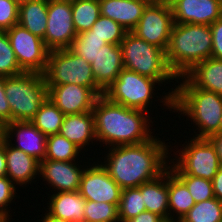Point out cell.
<instances>
[{
    "mask_svg": "<svg viewBox=\"0 0 222 222\" xmlns=\"http://www.w3.org/2000/svg\"><path fill=\"white\" fill-rule=\"evenodd\" d=\"M3 139H4V129L3 126L0 125V145L2 144Z\"/></svg>",
    "mask_w": 222,
    "mask_h": 222,
    "instance_id": "obj_47",
    "label": "cell"
},
{
    "mask_svg": "<svg viewBox=\"0 0 222 222\" xmlns=\"http://www.w3.org/2000/svg\"><path fill=\"white\" fill-rule=\"evenodd\" d=\"M48 97L64 115L92 111L99 97L91 88L77 84L47 85Z\"/></svg>",
    "mask_w": 222,
    "mask_h": 222,
    "instance_id": "obj_14",
    "label": "cell"
},
{
    "mask_svg": "<svg viewBox=\"0 0 222 222\" xmlns=\"http://www.w3.org/2000/svg\"><path fill=\"white\" fill-rule=\"evenodd\" d=\"M188 188L195 203L215 198L212 181L190 175H176Z\"/></svg>",
    "mask_w": 222,
    "mask_h": 222,
    "instance_id": "obj_36",
    "label": "cell"
},
{
    "mask_svg": "<svg viewBox=\"0 0 222 222\" xmlns=\"http://www.w3.org/2000/svg\"><path fill=\"white\" fill-rule=\"evenodd\" d=\"M59 134L86 150L90 141L96 142L94 115L92 111L65 115ZM94 141V142H93Z\"/></svg>",
    "mask_w": 222,
    "mask_h": 222,
    "instance_id": "obj_21",
    "label": "cell"
},
{
    "mask_svg": "<svg viewBox=\"0 0 222 222\" xmlns=\"http://www.w3.org/2000/svg\"><path fill=\"white\" fill-rule=\"evenodd\" d=\"M212 56V33L210 25L174 23L166 61L177 77L188 73L195 65Z\"/></svg>",
    "mask_w": 222,
    "mask_h": 222,
    "instance_id": "obj_4",
    "label": "cell"
},
{
    "mask_svg": "<svg viewBox=\"0 0 222 222\" xmlns=\"http://www.w3.org/2000/svg\"><path fill=\"white\" fill-rule=\"evenodd\" d=\"M146 211L141 191L138 188L122 189L120 203L118 206V217L120 222H125L141 212Z\"/></svg>",
    "mask_w": 222,
    "mask_h": 222,
    "instance_id": "obj_31",
    "label": "cell"
},
{
    "mask_svg": "<svg viewBox=\"0 0 222 222\" xmlns=\"http://www.w3.org/2000/svg\"><path fill=\"white\" fill-rule=\"evenodd\" d=\"M5 94L11 109V122L31 121L48 97L45 77L23 72L5 78Z\"/></svg>",
    "mask_w": 222,
    "mask_h": 222,
    "instance_id": "obj_6",
    "label": "cell"
},
{
    "mask_svg": "<svg viewBox=\"0 0 222 222\" xmlns=\"http://www.w3.org/2000/svg\"><path fill=\"white\" fill-rule=\"evenodd\" d=\"M5 78L0 75V125L11 122V109L5 94Z\"/></svg>",
    "mask_w": 222,
    "mask_h": 222,
    "instance_id": "obj_40",
    "label": "cell"
},
{
    "mask_svg": "<svg viewBox=\"0 0 222 222\" xmlns=\"http://www.w3.org/2000/svg\"><path fill=\"white\" fill-rule=\"evenodd\" d=\"M19 5L12 0H0V31L18 24Z\"/></svg>",
    "mask_w": 222,
    "mask_h": 222,
    "instance_id": "obj_37",
    "label": "cell"
},
{
    "mask_svg": "<svg viewBox=\"0 0 222 222\" xmlns=\"http://www.w3.org/2000/svg\"><path fill=\"white\" fill-rule=\"evenodd\" d=\"M149 3L146 0H99L100 15L114 20L131 32Z\"/></svg>",
    "mask_w": 222,
    "mask_h": 222,
    "instance_id": "obj_19",
    "label": "cell"
},
{
    "mask_svg": "<svg viewBox=\"0 0 222 222\" xmlns=\"http://www.w3.org/2000/svg\"><path fill=\"white\" fill-rule=\"evenodd\" d=\"M92 112L96 140L107 146L104 149L139 144L154 137L151 132L154 129H150V122L153 125V121L150 120L149 112L114 103L104 95L97 98Z\"/></svg>",
    "mask_w": 222,
    "mask_h": 222,
    "instance_id": "obj_2",
    "label": "cell"
},
{
    "mask_svg": "<svg viewBox=\"0 0 222 222\" xmlns=\"http://www.w3.org/2000/svg\"><path fill=\"white\" fill-rule=\"evenodd\" d=\"M82 150L60 134H52L46 139V155L44 160L75 161ZM80 153V154H79Z\"/></svg>",
    "mask_w": 222,
    "mask_h": 222,
    "instance_id": "obj_29",
    "label": "cell"
},
{
    "mask_svg": "<svg viewBox=\"0 0 222 222\" xmlns=\"http://www.w3.org/2000/svg\"><path fill=\"white\" fill-rule=\"evenodd\" d=\"M180 222H222V202L211 198L195 203Z\"/></svg>",
    "mask_w": 222,
    "mask_h": 222,
    "instance_id": "obj_30",
    "label": "cell"
},
{
    "mask_svg": "<svg viewBox=\"0 0 222 222\" xmlns=\"http://www.w3.org/2000/svg\"><path fill=\"white\" fill-rule=\"evenodd\" d=\"M65 115L47 97L36 112L31 123L46 136L59 134Z\"/></svg>",
    "mask_w": 222,
    "mask_h": 222,
    "instance_id": "obj_27",
    "label": "cell"
},
{
    "mask_svg": "<svg viewBox=\"0 0 222 222\" xmlns=\"http://www.w3.org/2000/svg\"><path fill=\"white\" fill-rule=\"evenodd\" d=\"M84 222H120L118 207L111 203L86 200Z\"/></svg>",
    "mask_w": 222,
    "mask_h": 222,
    "instance_id": "obj_34",
    "label": "cell"
},
{
    "mask_svg": "<svg viewBox=\"0 0 222 222\" xmlns=\"http://www.w3.org/2000/svg\"><path fill=\"white\" fill-rule=\"evenodd\" d=\"M212 184L215 198L222 202V166L213 177Z\"/></svg>",
    "mask_w": 222,
    "mask_h": 222,
    "instance_id": "obj_42",
    "label": "cell"
},
{
    "mask_svg": "<svg viewBox=\"0 0 222 222\" xmlns=\"http://www.w3.org/2000/svg\"><path fill=\"white\" fill-rule=\"evenodd\" d=\"M48 0H30L19 5L18 24L44 39L48 20Z\"/></svg>",
    "mask_w": 222,
    "mask_h": 222,
    "instance_id": "obj_25",
    "label": "cell"
},
{
    "mask_svg": "<svg viewBox=\"0 0 222 222\" xmlns=\"http://www.w3.org/2000/svg\"><path fill=\"white\" fill-rule=\"evenodd\" d=\"M157 84L161 86L157 80L123 69L105 90L104 96L114 103L148 112L149 105L153 104L152 98L156 95Z\"/></svg>",
    "mask_w": 222,
    "mask_h": 222,
    "instance_id": "obj_9",
    "label": "cell"
},
{
    "mask_svg": "<svg viewBox=\"0 0 222 222\" xmlns=\"http://www.w3.org/2000/svg\"><path fill=\"white\" fill-rule=\"evenodd\" d=\"M120 47L124 69L157 80L160 85L164 82V86L168 81H177V77L168 67L166 52L163 49L138 38L132 32L125 34Z\"/></svg>",
    "mask_w": 222,
    "mask_h": 222,
    "instance_id": "obj_5",
    "label": "cell"
},
{
    "mask_svg": "<svg viewBox=\"0 0 222 222\" xmlns=\"http://www.w3.org/2000/svg\"><path fill=\"white\" fill-rule=\"evenodd\" d=\"M42 218H43L41 220L42 222H71V221H68V220L56 218V217L50 215L47 211L45 212V214Z\"/></svg>",
    "mask_w": 222,
    "mask_h": 222,
    "instance_id": "obj_45",
    "label": "cell"
},
{
    "mask_svg": "<svg viewBox=\"0 0 222 222\" xmlns=\"http://www.w3.org/2000/svg\"><path fill=\"white\" fill-rule=\"evenodd\" d=\"M79 193L85 200L111 203L118 207L122 188L111 178L98 158L97 162L95 161L92 166L88 164L83 171Z\"/></svg>",
    "mask_w": 222,
    "mask_h": 222,
    "instance_id": "obj_13",
    "label": "cell"
},
{
    "mask_svg": "<svg viewBox=\"0 0 222 222\" xmlns=\"http://www.w3.org/2000/svg\"><path fill=\"white\" fill-rule=\"evenodd\" d=\"M167 187L169 219L181 221L195 205V202L186 185L170 170V168L167 169Z\"/></svg>",
    "mask_w": 222,
    "mask_h": 222,
    "instance_id": "obj_26",
    "label": "cell"
},
{
    "mask_svg": "<svg viewBox=\"0 0 222 222\" xmlns=\"http://www.w3.org/2000/svg\"><path fill=\"white\" fill-rule=\"evenodd\" d=\"M44 43L49 50L70 48L77 32L73 25L71 0H48Z\"/></svg>",
    "mask_w": 222,
    "mask_h": 222,
    "instance_id": "obj_12",
    "label": "cell"
},
{
    "mask_svg": "<svg viewBox=\"0 0 222 222\" xmlns=\"http://www.w3.org/2000/svg\"><path fill=\"white\" fill-rule=\"evenodd\" d=\"M3 129L4 139L13 147L22 150L39 162L45 159L47 136L39 131L31 121L9 122L3 126Z\"/></svg>",
    "mask_w": 222,
    "mask_h": 222,
    "instance_id": "obj_16",
    "label": "cell"
},
{
    "mask_svg": "<svg viewBox=\"0 0 222 222\" xmlns=\"http://www.w3.org/2000/svg\"><path fill=\"white\" fill-rule=\"evenodd\" d=\"M220 132L222 133V118H221V122H220Z\"/></svg>",
    "mask_w": 222,
    "mask_h": 222,
    "instance_id": "obj_51",
    "label": "cell"
},
{
    "mask_svg": "<svg viewBox=\"0 0 222 222\" xmlns=\"http://www.w3.org/2000/svg\"><path fill=\"white\" fill-rule=\"evenodd\" d=\"M0 222H10V218L0 212Z\"/></svg>",
    "mask_w": 222,
    "mask_h": 222,
    "instance_id": "obj_46",
    "label": "cell"
},
{
    "mask_svg": "<svg viewBox=\"0 0 222 222\" xmlns=\"http://www.w3.org/2000/svg\"><path fill=\"white\" fill-rule=\"evenodd\" d=\"M16 189V185L7 176L0 177V212L10 219H12V215H9L10 209H8L7 206L14 202V198L19 197L16 195V191H18V189Z\"/></svg>",
    "mask_w": 222,
    "mask_h": 222,
    "instance_id": "obj_38",
    "label": "cell"
},
{
    "mask_svg": "<svg viewBox=\"0 0 222 222\" xmlns=\"http://www.w3.org/2000/svg\"><path fill=\"white\" fill-rule=\"evenodd\" d=\"M157 137L139 144L109 147L101 165L122 189L137 188L169 168L170 146Z\"/></svg>",
    "mask_w": 222,
    "mask_h": 222,
    "instance_id": "obj_1",
    "label": "cell"
},
{
    "mask_svg": "<svg viewBox=\"0 0 222 222\" xmlns=\"http://www.w3.org/2000/svg\"><path fill=\"white\" fill-rule=\"evenodd\" d=\"M71 8L77 34L90 30L100 16L99 0H71Z\"/></svg>",
    "mask_w": 222,
    "mask_h": 222,
    "instance_id": "obj_28",
    "label": "cell"
},
{
    "mask_svg": "<svg viewBox=\"0 0 222 222\" xmlns=\"http://www.w3.org/2000/svg\"><path fill=\"white\" fill-rule=\"evenodd\" d=\"M142 194L146 211L156 213L169 219V198L167 187V170L159 177L137 187Z\"/></svg>",
    "mask_w": 222,
    "mask_h": 222,
    "instance_id": "obj_24",
    "label": "cell"
},
{
    "mask_svg": "<svg viewBox=\"0 0 222 222\" xmlns=\"http://www.w3.org/2000/svg\"><path fill=\"white\" fill-rule=\"evenodd\" d=\"M6 33L21 70L43 75L50 51L43 39L19 24L12 26Z\"/></svg>",
    "mask_w": 222,
    "mask_h": 222,
    "instance_id": "obj_10",
    "label": "cell"
},
{
    "mask_svg": "<svg viewBox=\"0 0 222 222\" xmlns=\"http://www.w3.org/2000/svg\"><path fill=\"white\" fill-rule=\"evenodd\" d=\"M171 8L177 24L211 25L222 17V0H176Z\"/></svg>",
    "mask_w": 222,
    "mask_h": 222,
    "instance_id": "obj_17",
    "label": "cell"
},
{
    "mask_svg": "<svg viewBox=\"0 0 222 222\" xmlns=\"http://www.w3.org/2000/svg\"><path fill=\"white\" fill-rule=\"evenodd\" d=\"M77 162L79 164L77 160L70 162L43 160L39 162V177L54 189L52 193L79 191L81 176L86 166L78 165Z\"/></svg>",
    "mask_w": 222,
    "mask_h": 222,
    "instance_id": "obj_15",
    "label": "cell"
},
{
    "mask_svg": "<svg viewBox=\"0 0 222 222\" xmlns=\"http://www.w3.org/2000/svg\"><path fill=\"white\" fill-rule=\"evenodd\" d=\"M212 33V56L222 59V17L210 25Z\"/></svg>",
    "mask_w": 222,
    "mask_h": 222,
    "instance_id": "obj_39",
    "label": "cell"
},
{
    "mask_svg": "<svg viewBox=\"0 0 222 222\" xmlns=\"http://www.w3.org/2000/svg\"><path fill=\"white\" fill-rule=\"evenodd\" d=\"M14 2H16L18 5L22 4V3H25L27 1H30V0H12Z\"/></svg>",
    "mask_w": 222,
    "mask_h": 222,
    "instance_id": "obj_48",
    "label": "cell"
},
{
    "mask_svg": "<svg viewBox=\"0 0 222 222\" xmlns=\"http://www.w3.org/2000/svg\"><path fill=\"white\" fill-rule=\"evenodd\" d=\"M23 73L14 50L11 48L6 31H0V75L15 76Z\"/></svg>",
    "mask_w": 222,
    "mask_h": 222,
    "instance_id": "obj_35",
    "label": "cell"
},
{
    "mask_svg": "<svg viewBox=\"0 0 222 222\" xmlns=\"http://www.w3.org/2000/svg\"><path fill=\"white\" fill-rule=\"evenodd\" d=\"M163 222H179V221L173 219H164Z\"/></svg>",
    "mask_w": 222,
    "mask_h": 222,
    "instance_id": "obj_50",
    "label": "cell"
},
{
    "mask_svg": "<svg viewBox=\"0 0 222 222\" xmlns=\"http://www.w3.org/2000/svg\"><path fill=\"white\" fill-rule=\"evenodd\" d=\"M107 42L98 36L91 35V30L78 33L70 49L84 58L88 63L93 62L101 47Z\"/></svg>",
    "mask_w": 222,
    "mask_h": 222,
    "instance_id": "obj_32",
    "label": "cell"
},
{
    "mask_svg": "<svg viewBox=\"0 0 222 222\" xmlns=\"http://www.w3.org/2000/svg\"><path fill=\"white\" fill-rule=\"evenodd\" d=\"M189 138L188 143L186 140V144L171 154L175 157L172 159L170 156V170L175 175H190L212 181L221 167L215 147L207 138Z\"/></svg>",
    "mask_w": 222,
    "mask_h": 222,
    "instance_id": "obj_8",
    "label": "cell"
},
{
    "mask_svg": "<svg viewBox=\"0 0 222 222\" xmlns=\"http://www.w3.org/2000/svg\"><path fill=\"white\" fill-rule=\"evenodd\" d=\"M176 82L179 84L175 85V89L172 87L171 91L161 96L160 103H163L164 108L166 106V109H171L169 111L186 116L195 125L194 138H208L219 133L222 96L193 86L184 76L177 78Z\"/></svg>",
    "mask_w": 222,
    "mask_h": 222,
    "instance_id": "obj_3",
    "label": "cell"
},
{
    "mask_svg": "<svg viewBox=\"0 0 222 222\" xmlns=\"http://www.w3.org/2000/svg\"><path fill=\"white\" fill-rule=\"evenodd\" d=\"M163 220L164 218L156 213L143 211L138 216H135L125 222H163Z\"/></svg>",
    "mask_w": 222,
    "mask_h": 222,
    "instance_id": "obj_41",
    "label": "cell"
},
{
    "mask_svg": "<svg viewBox=\"0 0 222 222\" xmlns=\"http://www.w3.org/2000/svg\"><path fill=\"white\" fill-rule=\"evenodd\" d=\"M48 197V210L45 211L50 215L71 222H84L86 200L79 191L55 192L52 195L48 194Z\"/></svg>",
    "mask_w": 222,
    "mask_h": 222,
    "instance_id": "obj_22",
    "label": "cell"
},
{
    "mask_svg": "<svg viewBox=\"0 0 222 222\" xmlns=\"http://www.w3.org/2000/svg\"><path fill=\"white\" fill-rule=\"evenodd\" d=\"M163 1H165L171 6L176 0H163Z\"/></svg>",
    "mask_w": 222,
    "mask_h": 222,
    "instance_id": "obj_49",
    "label": "cell"
},
{
    "mask_svg": "<svg viewBox=\"0 0 222 222\" xmlns=\"http://www.w3.org/2000/svg\"><path fill=\"white\" fill-rule=\"evenodd\" d=\"M91 35L104 39L108 44L120 45L128 32L114 20L100 15L91 27Z\"/></svg>",
    "mask_w": 222,
    "mask_h": 222,
    "instance_id": "obj_33",
    "label": "cell"
},
{
    "mask_svg": "<svg viewBox=\"0 0 222 222\" xmlns=\"http://www.w3.org/2000/svg\"><path fill=\"white\" fill-rule=\"evenodd\" d=\"M7 174V161L5 155V139H3L0 145V177Z\"/></svg>",
    "mask_w": 222,
    "mask_h": 222,
    "instance_id": "obj_44",
    "label": "cell"
},
{
    "mask_svg": "<svg viewBox=\"0 0 222 222\" xmlns=\"http://www.w3.org/2000/svg\"><path fill=\"white\" fill-rule=\"evenodd\" d=\"M173 24L171 6L165 1H154L147 5L140 21L131 32L166 52Z\"/></svg>",
    "mask_w": 222,
    "mask_h": 222,
    "instance_id": "obj_11",
    "label": "cell"
},
{
    "mask_svg": "<svg viewBox=\"0 0 222 222\" xmlns=\"http://www.w3.org/2000/svg\"><path fill=\"white\" fill-rule=\"evenodd\" d=\"M43 75L46 85L77 84L91 88L98 96L104 95L96 84L91 64L70 48L50 50Z\"/></svg>",
    "mask_w": 222,
    "mask_h": 222,
    "instance_id": "obj_7",
    "label": "cell"
},
{
    "mask_svg": "<svg viewBox=\"0 0 222 222\" xmlns=\"http://www.w3.org/2000/svg\"><path fill=\"white\" fill-rule=\"evenodd\" d=\"M215 147L219 162L222 166V133H214L207 138Z\"/></svg>",
    "mask_w": 222,
    "mask_h": 222,
    "instance_id": "obj_43",
    "label": "cell"
},
{
    "mask_svg": "<svg viewBox=\"0 0 222 222\" xmlns=\"http://www.w3.org/2000/svg\"><path fill=\"white\" fill-rule=\"evenodd\" d=\"M5 155L7 161L6 176L15 184L25 186L39 177V161L13 147L5 140ZM37 175V176H36Z\"/></svg>",
    "mask_w": 222,
    "mask_h": 222,
    "instance_id": "obj_20",
    "label": "cell"
},
{
    "mask_svg": "<svg viewBox=\"0 0 222 222\" xmlns=\"http://www.w3.org/2000/svg\"><path fill=\"white\" fill-rule=\"evenodd\" d=\"M90 64L96 84L105 92L124 69L120 45L107 43L100 48L95 59Z\"/></svg>",
    "mask_w": 222,
    "mask_h": 222,
    "instance_id": "obj_18",
    "label": "cell"
},
{
    "mask_svg": "<svg viewBox=\"0 0 222 222\" xmlns=\"http://www.w3.org/2000/svg\"><path fill=\"white\" fill-rule=\"evenodd\" d=\"M184 77L193 86L222 96V59L210 57L195 65Z\"/></svg>",
    "mask_w": 222,
    "mask_h": 222,
    "instance_id": "obj_23",
    "label": "cell"
}]
</instances>
